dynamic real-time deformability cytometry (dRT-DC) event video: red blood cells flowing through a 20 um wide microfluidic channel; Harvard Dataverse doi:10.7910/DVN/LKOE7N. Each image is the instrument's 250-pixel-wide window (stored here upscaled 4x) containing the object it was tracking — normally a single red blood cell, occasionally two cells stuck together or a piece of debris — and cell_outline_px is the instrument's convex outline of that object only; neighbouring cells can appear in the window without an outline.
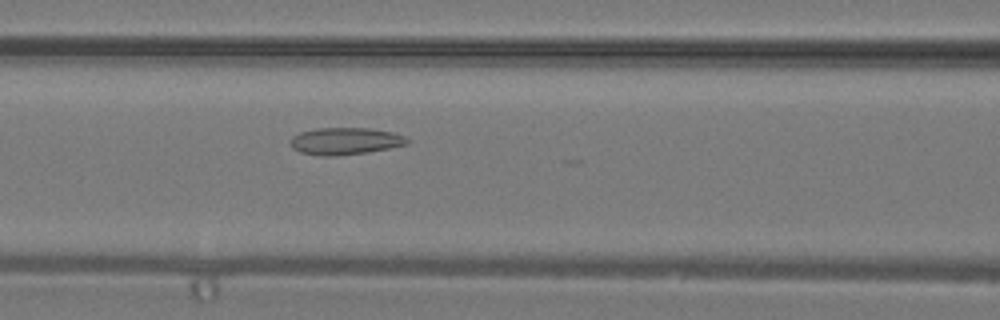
{"species": "common noctule bat (a hibernating species)", "species_latin": "Nyctalus noctula", "temperature_condition": "warm", "stored_images_in_passage": 26, "camera_frame_rate_fps": 3000, "um_per_image_px": 0.085, "animal": {"sex": "male", "body_mass_g": 19.2, "forearm_length_mm": 51.8}, "frame": {"image": 1, "passage_image": 7, "time_ms": 2.0, "image_size_px": [1000, 320], "cell_outline_px": [[408, 144], [388, 148], [364, 152], [336, 156], [320, 156], [300, 152], [292, 148], [288, 144], [288, 140], [292, 136], [300, 132], [316, 128], [368, 128], [392, 132], [404, 136], [408, 140]], "centroid_in_image_um": [29.26, 11.99], "position_along_channel_um": 137.3, "area_um2": 18.44}}
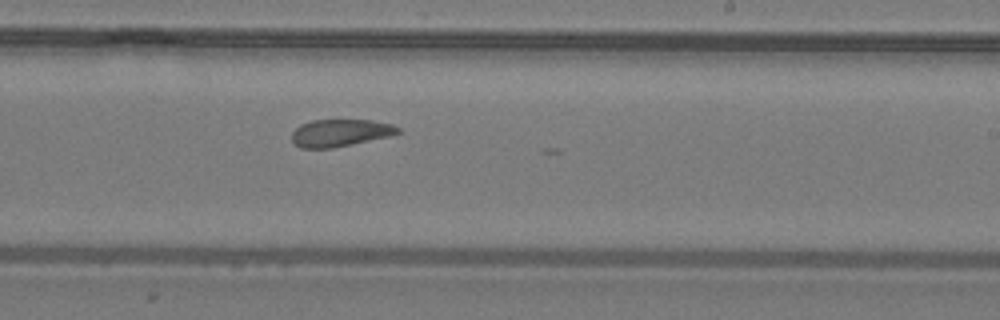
{"frame": {"image": 2, "passage_image": 14, "time_ms": 4.333, "image_size_px": [1000, 320], "cell_outline_px": [[400, 132], [388, 136], [352, 144], [332, 148], [300, 148], [292, 140], [292, 132], [300, 124], [312, 120], [372, 120], [392, 124], [400, 128]], "centroid_in_image_um": [28.9, 11.28], "position_along_channel_um": 260.1, "area_um2": 16.76}}
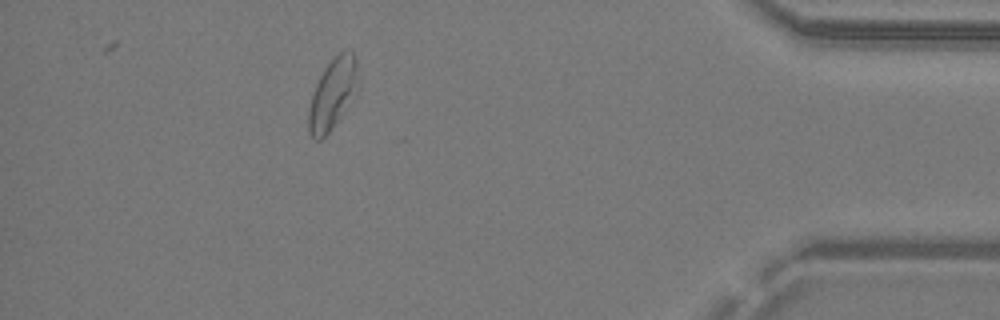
{"frame": {"image": 3, "passage_image": 25, "time_ms": 8.0, "image_size_px": [1000, 320], "cell_outline_px": [[356, 68], [340, 116], [332, 128], [320, 140], [316, 140], [308, 132], [308, 108], [316, 84], [324, 68], [340, 52], [352, 52], [356, 60]], "centroid_in_image_um": [28.1, 8.03], "position_along_channel_um": 407.1, "area_um2": 18.21}}